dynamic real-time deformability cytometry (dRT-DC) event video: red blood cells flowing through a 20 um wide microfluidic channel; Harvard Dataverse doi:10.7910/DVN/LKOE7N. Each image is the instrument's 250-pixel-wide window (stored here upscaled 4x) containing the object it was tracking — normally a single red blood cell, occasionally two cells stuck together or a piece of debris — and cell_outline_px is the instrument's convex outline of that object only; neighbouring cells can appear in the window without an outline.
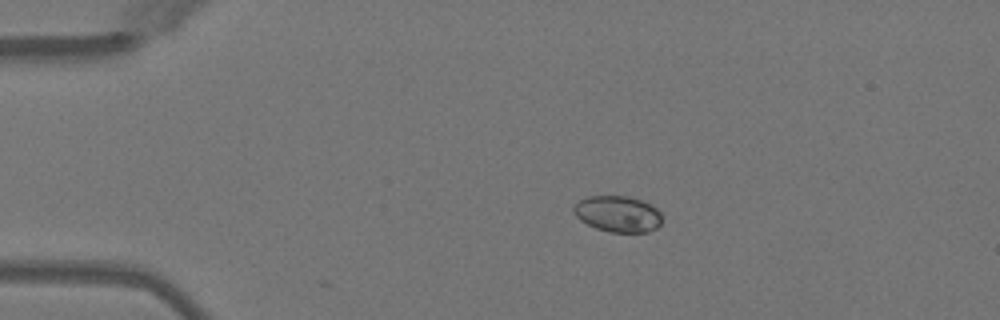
{"species": "Egyptian fruit bat (a non-hibernating species)", "species_latin": "Rousettus aegyptiacus", "temperature_condition": "warm", "stored_images_in_passage": 50, "camera_frame_rate_fps": 3000, "um_per_image_px": 0.085, "animal": {"sex": "female"}, "frame": {"image": 1, "passage_image": 10, "time_ms": 3.0, "image_size_px": [1000, 320], "cell_outline_px": [[660, 224], [656, 228], [648, 232], [608, 232], [596, 228], [580, 220], [572, 212], [572, 208], [580, 200], [588, 196], [628, 196], [652, 204], [660, 212]], "centroid_in_image_um": [52.5, 18.18], "position_along_channel_um": 32.5, "area_um2": 18.61}}
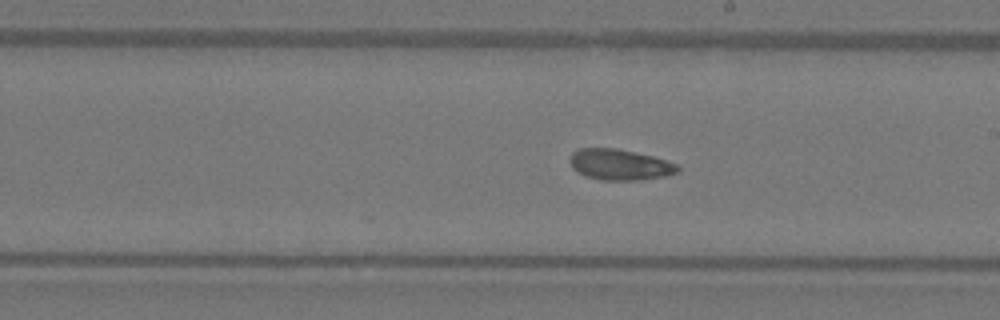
{"frame": {"image": 2, "passage_image": 29, "time_ms": 9.333, "image_size_px": [1000, 320], "cell_outline_px": [[680, 172], [664, 176], [640, 180], [600, 180], [584, 176], [576, 172], [572, 168], [568, 160], [572, 152], [580, 148], [616, 148], [636, 152], [652, 156], [676, 164], [680, 168]], "centroid_in_image_um": [52.63, 14.0], "position_along_channel_um": 236.4, "area_um2": 19.59}}
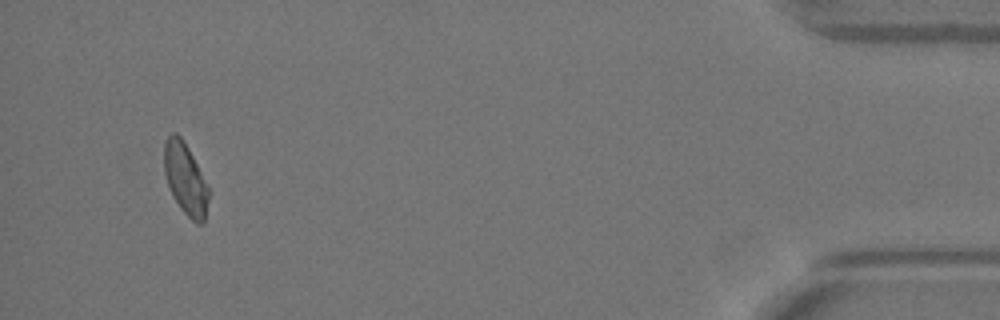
{"frame": {"image": 3, "passage_image": 48, "time_ms": 15.667, "image_size_px": [1000, 320], "cell_outline_px": [[208, 200], [204, 224], [196, 224], [180, 208], [172, 196], [164, 172], [164, 140], [172, 132], [176, 132], [180, 136], [188, 148], [208, 184]], "centroid_in_image_um": [15.75, 15.21], "position_along_channel_um": 419.4, "area_um2": 18.61}, "authors_computed_cell_mechanics": {"area_um2": 19.4208, "velocity_mm_per_s": 4.0324, "shape_relaxation_time_tau1_ms": null, "shape_relaxation_time_tau2_ms": 3.1145, "deformation_change_tau1": null, "deformation_change_tau2": 0.0902}}